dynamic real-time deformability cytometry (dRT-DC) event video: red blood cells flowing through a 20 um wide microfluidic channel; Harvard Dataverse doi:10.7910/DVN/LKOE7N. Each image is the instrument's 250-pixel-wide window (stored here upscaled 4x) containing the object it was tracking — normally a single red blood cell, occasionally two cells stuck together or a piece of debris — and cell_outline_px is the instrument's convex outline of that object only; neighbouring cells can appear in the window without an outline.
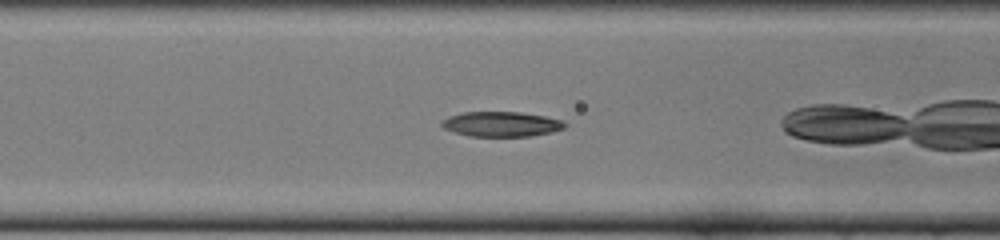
{"species": "common noctule bat (a hibernating species)", "species_latin": "Nyctalus noctula", "temperature_condition": "cold", "stored_images_in_passage": 35, "camera_frame_rate_fps": 3000, "um_per_image_px": 0.085, "animal": {"sex": "female", "body_mass_g": 22.0, "forearm_length_mm": 56.7}, "frame": {"image": 1, "passage_image": 15, "time_ms": 4.667, "image_size_px": [1000, 240], "cell_outline_px": [[568, 124], [564, 128], [552, 132], [532, 136], [468, 136], [444, 128], [440, 124], [440, 120], [448, 116], [464, 112], [520, 112], [544, 116], [564, 120]], "centroid_in_image_um": [42.63, 10.54], "position_along_channel_um": 124.0, "area_um2": 18.03}}
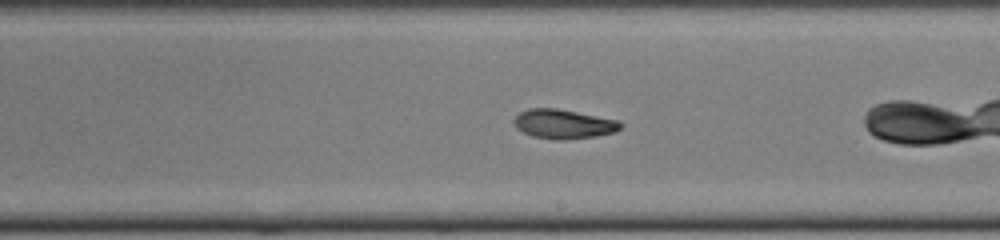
{"frame": {"image": 2, "passage_image": 24, "time_ms": 7.667, "image_size_px": [1000, 240], "cell_outline_px": [[624, 124], [616, 132], [596, 136], [564, 140], [556, 140], [532, 136], [516, 128], [512, 124], [512, 120], [520, 112], [528, 108], [556, 108], [620, 120]], "centroid_in_image_um": [47.9, 10.54], "position_along_channel_um": 241.1, "area_um2": 18.44}}
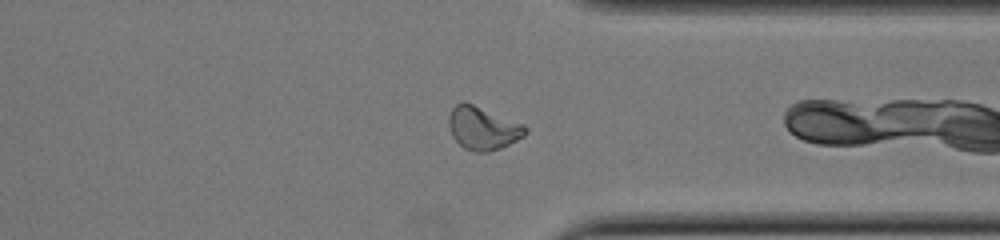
{"frame": {"image": 3, "passage_image": 34, "time_ms": 11.0, "image_size_px": [1000, 240], "cell_outline_px": [[528, 132], [524, 136], [500, 148], [488, 152], [476, 152], [464, 148], [452, 136], [448, 128], [448, 116], [452, 108], [460, 100], [464, 100], [524, 124], [528, 128]], "centroid_in_image_um": [41.02, 10.87], "position_along_channel_um": 370.4, "area_um2": 19.48}}